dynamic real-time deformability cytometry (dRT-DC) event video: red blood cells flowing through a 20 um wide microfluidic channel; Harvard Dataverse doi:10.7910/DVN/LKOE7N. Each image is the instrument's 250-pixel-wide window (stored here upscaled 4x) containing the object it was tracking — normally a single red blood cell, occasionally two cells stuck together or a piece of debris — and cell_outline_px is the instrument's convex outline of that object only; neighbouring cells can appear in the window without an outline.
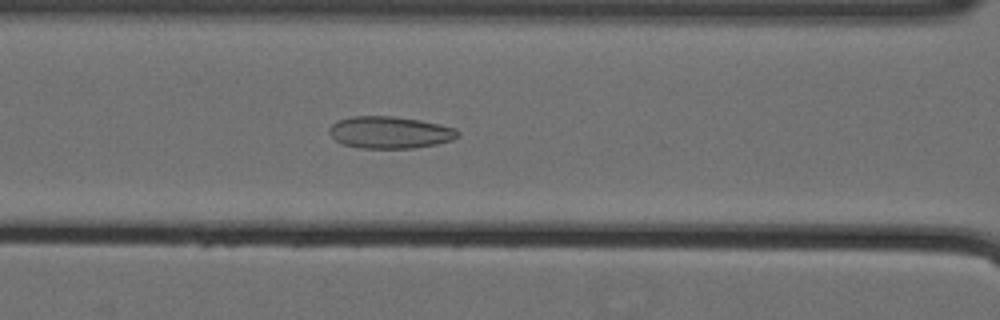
{"species": "Egyptian fruit bat (a non-hibernating species)", "species_latin": "Rousettus aegyptiacus", "temperature_condition": "cold", "stored_images_in_passage": 25, "camera_frame_rate_fps": 3000, "um_per_image_px": 0.085, "animal": {"sex": "female"}, "frame": {"image": 1, "passage_image": 17, "time_ms": 5.333, "image_size_px": [1000, 320], "cell_outline_px": [[460, 136], [452, 140], [436, 144], [412, 148], [360, 148], [344, 144], [336, 140], [328, 132], [328, 128], [336, 120], [352, 116], [392, 116], [420, 120], [440, 124], [456, 128], [460, 132]], "centroid_in_image_um": [33.15, 11.25], "position_along_channel_um": 133.5, "area_um2": 24.1}}
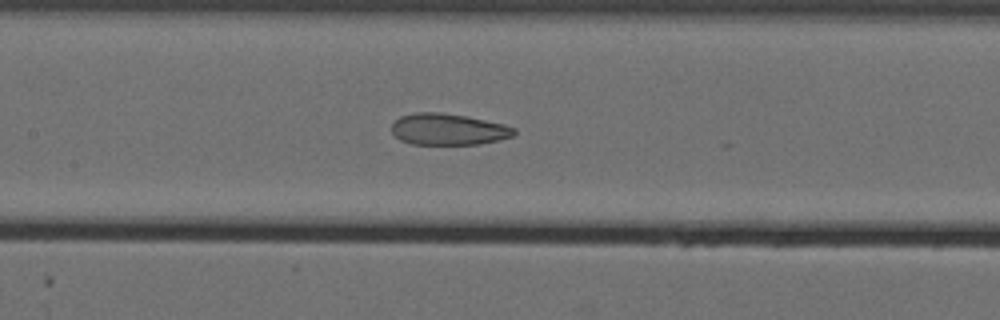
{"frame": {"image": 2, "passage_image": 20, "time_ms": 6.333, "image_size_px": [1000, 320], "cell_outline_px": [[516, 132], [512, 136], [500, 140], [480, 144], [412, 144], [400, 140], [392, 132], [392, 124], [400, 116], [416, 112], [440, 112], [464, 116], [504, 124], [516, 128]], "centroid_in_image_um": [38.1, 10.99], "position_along_channel_um": 169.3, "area_um2": 22.37}}
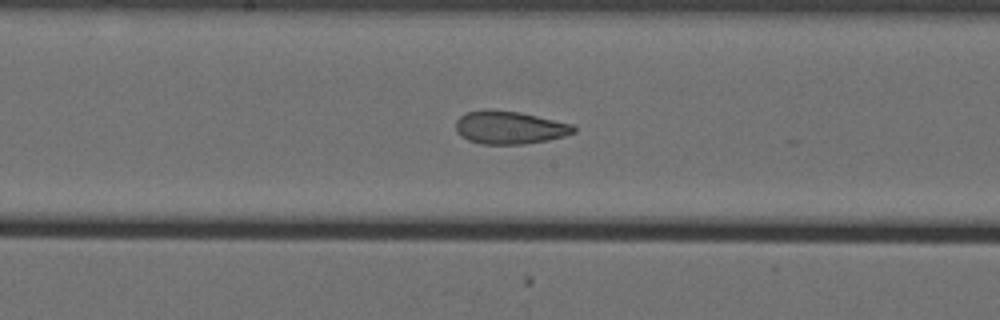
{"frame": {"image": 3, "passage_image": 23, "time_ms": 7.333, "image_size_px": [1000, 320], "cell_outline_px": [[576, 132], [564, 136], [548, 140], [524, 144], [484, 144], [468, 140], [456, 132], [456, 120], [460, 116], [468, 112], [520, 112], [572, 124], [576, 128]], "centroid_in_image_um": [43.36, 10.88], "position_along_channel_um": 204.8, "area_um2": 21.96}}